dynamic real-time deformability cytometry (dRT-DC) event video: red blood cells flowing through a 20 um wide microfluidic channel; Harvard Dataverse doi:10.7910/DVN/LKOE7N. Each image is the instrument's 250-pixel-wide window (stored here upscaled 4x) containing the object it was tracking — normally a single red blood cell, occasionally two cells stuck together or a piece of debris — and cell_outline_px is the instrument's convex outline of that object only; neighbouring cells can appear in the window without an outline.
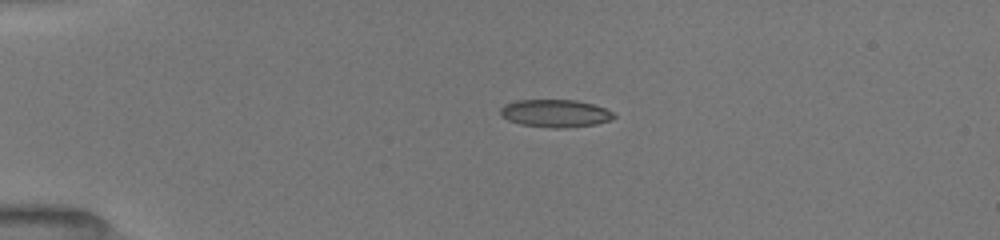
{"species": "common noctule bat (a hibernating species)", "species_latin": "Nyctalus noctula", "temperature_condition": "room temperature", "stored_images_in_passage": 17, "camera_frame_rate_fps": 3000, "um_per_image_px": 0.085, "animal": {"sex": "female", "body_mass_g": 19.5, "forearm_length_mm": 54.1}, "frame": {"image": 1, "passage_image": 1, "time_ms": 0.0, "image_size_px": [1000, 240], "cell_outline_px": [[616, 116], [608, 120], [596, 124], [564, 128], [552, 128], [520, 124], [508, 120], [500, 116], [500, 108], [504, 104], [516, 100], [576, 100], [592, 104], [604, 108], [612, 112]], "centroid_in_image_um": [47.15, 9.63], "position_along_channel_um": 37.9, "area_um2": 18.26}}
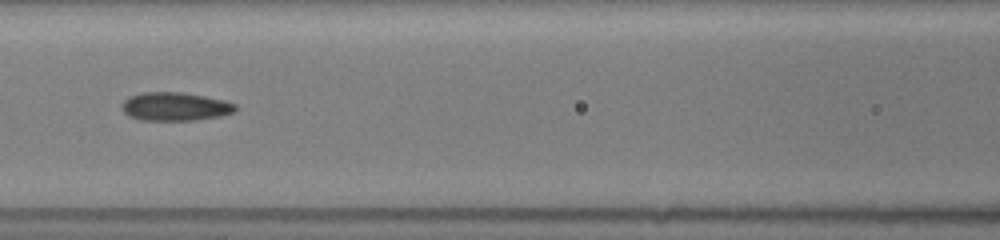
{"frame": {"image": 2, "passage_image": 9, "time_ms": 4.0, "image_size_px": [1000, 240], "cell_outline_px": [[236, 112], [220, 116], [196, 120], [140, 120], [128, 116], [120, 108], [120, 104], [128, 96], [140, 92], [184, 92], [224, 100], [236, 104]], "centroid_in_image_um": [14.85, 9.05], "position_along_channel_um": 151.8, "area_um2": 19.13}}
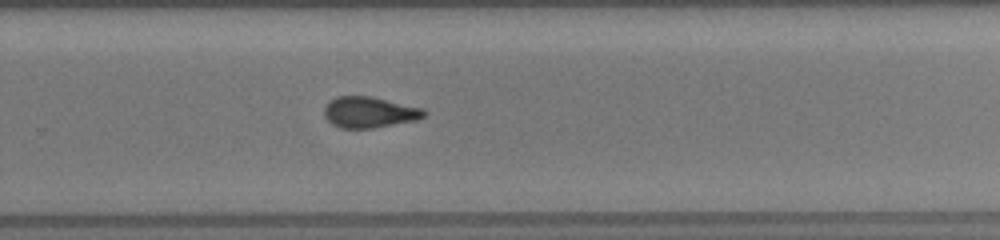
{"frame": {"image": 3, "passage_image": 17, "time_ms": 7.667, "image_size_px": [1000, 240], "cell_outline_px": [[428, 112], [424, 116], [416, 120], [372, 128], [340, 128], [332, 124], [324, 116], [324, 108], [328, 100], [336, 96], [372, 96], [424, 108]], "centroid_in_image_um": [31.38, 9.53], "position_along_channel_um": 298.4, "area_um2": 18.21}}